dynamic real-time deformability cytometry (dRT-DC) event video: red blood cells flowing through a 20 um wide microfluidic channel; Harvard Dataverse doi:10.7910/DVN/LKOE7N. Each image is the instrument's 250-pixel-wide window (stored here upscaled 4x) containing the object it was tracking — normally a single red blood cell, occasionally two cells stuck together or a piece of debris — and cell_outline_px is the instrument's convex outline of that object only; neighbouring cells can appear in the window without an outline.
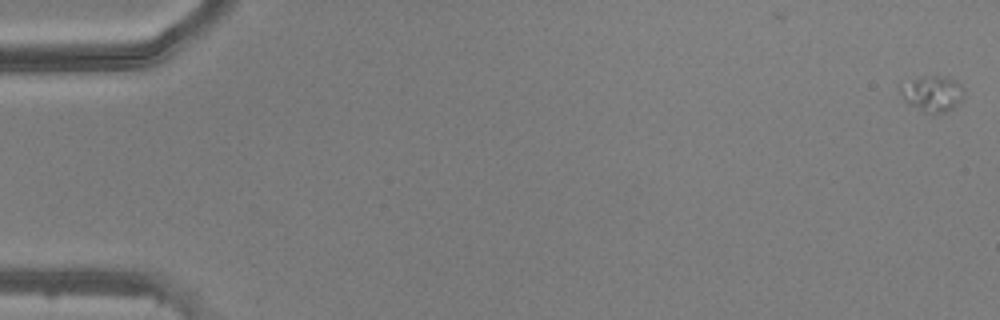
{"species": "common noctule bat (a hibernating species)", "species_latin": "Nyctalus noctula", "temperature_condition": "warm", "stored_images_in_passage": 51, "camera_frame_rate_fps": 3000, "um_per_image_px": 0.085, "animal": {"sex": "male", "body_mass_g": 20.5, "forearm_length_mm": 52.5}, "frame": {"image": 1, "passage_image": 1, "time_ms": 0.0, "image_size_px": [1000, 320], "cell_outline_px": [[964, 96], [952, 108], [944, 112], [924, 112], [908, 104], [904, 100], [900, 92], [900, 84], [924, 76], [948, 76], [956, 80], [964, 88]], "centroid_in_image_um": [79.26, 7.93], "position_along_channel_um": 5.7, "area_um2": 13.18}}
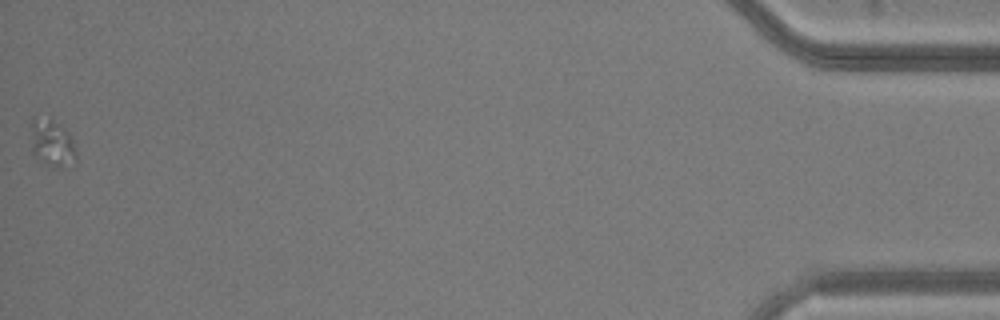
{"frame": {"image": 2, "passage_image": 51, "time_ms": 16.667, "image_size_px": [1000, 320], "cell_outline_px": [[76, 160], [60, 164], [48, 164], [40, 160], [32, 152], [32, 116], [52, 120], [64, 128], [68, 132], [72, 140], [76, 152]], "centroid_in_image_um": [4.4, 12.09], "position_along_channel_um": 430.8, "area_um2": 11.62}}